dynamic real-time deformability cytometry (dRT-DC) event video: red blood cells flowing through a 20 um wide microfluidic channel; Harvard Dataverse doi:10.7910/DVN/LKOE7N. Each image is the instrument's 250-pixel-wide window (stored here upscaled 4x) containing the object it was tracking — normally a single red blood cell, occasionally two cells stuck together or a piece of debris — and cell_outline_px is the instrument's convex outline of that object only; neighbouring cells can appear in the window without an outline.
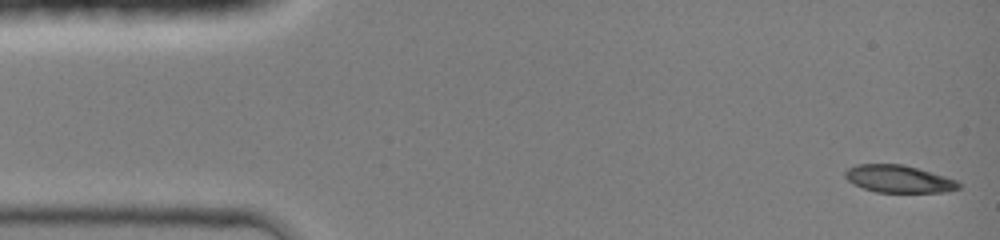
{"species": "common noctule bat (a hibernating species)", "species_latin": "Nyctalus noctula", "temperature_condition": "room temperature", "stored_images_in_passage": 44, "camera_frame_rate_fps": 3000, "um_per_image_px": 0.085, "animal": {"sex": "female", "body_mass_g": 19.0, "forearm_length_mm": 51.5}, "frame": {"image": 1, "passage_image": 1, "time_ms": 0.0, "image_size_px": [1000, 240], "cell_outline_px": [[960, 188], [944, 192], [876, 192], [852, 184], [844, 176], [844, 172], [848, 168], [856, 164], [904, 164], [944, 176], [956, 180], [960, 184]], "centroid_in_image_um": [76.35, 15.2], "position_along_channel_um": 8.6, "area_um2": 18.09}}
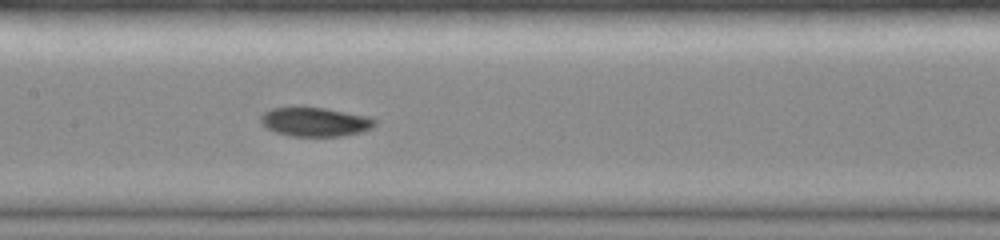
{"frame": {"image": 2, "passage_image": 21, "time_ms": 6.667, "image_size_px": [1000, 240], "cell_outline_px": [[376, 124], [372, 128], [360, 132], [340, 136], [292, 136], [276, 132], [268, 128], [260, 120], [260, 116], [264, 112], [272, 108], [324, 108], [368, 116], [376, 120]], "centroid_in_image_um": [26.81, 10.37], "position_along_channel_um": 180.6, "area_um2": 18.96}}
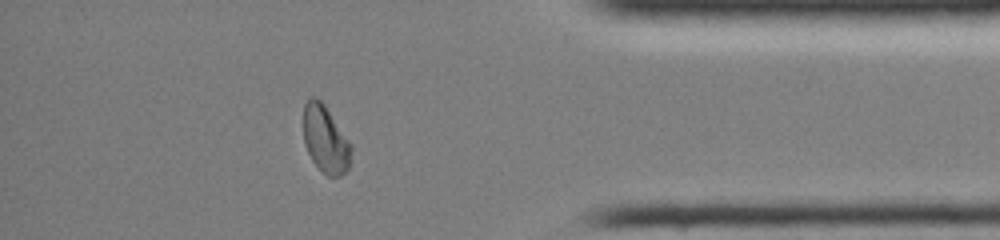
{"frame": {"image": 3, "passage_image": 38, "time_ms": 12.333, "image_size_px": [1000, 240], "cell_outline_px": [[352, 148], [348, 168], [340, 176], [328, 176], [312, 160], [304, 144], [304, 104], [312, 96], [316, 96], [324, 104], [352, 144]], "centroid_in_image_um": [27.67, 11.82], "position_along_channel_um": 407.5, "area_um2": 18.55}, "authors_computed_cell_mechanics": {"area_um2": 19.3341, "velocity_mm_per_s": 4.2978, "shape_relaxation_time_tau1_ms": null, "shape_relaxation_time_tau2_ms": 5.9941, "deformation_change_tau1": null, "deformation_change_tau2": 0.0859}}